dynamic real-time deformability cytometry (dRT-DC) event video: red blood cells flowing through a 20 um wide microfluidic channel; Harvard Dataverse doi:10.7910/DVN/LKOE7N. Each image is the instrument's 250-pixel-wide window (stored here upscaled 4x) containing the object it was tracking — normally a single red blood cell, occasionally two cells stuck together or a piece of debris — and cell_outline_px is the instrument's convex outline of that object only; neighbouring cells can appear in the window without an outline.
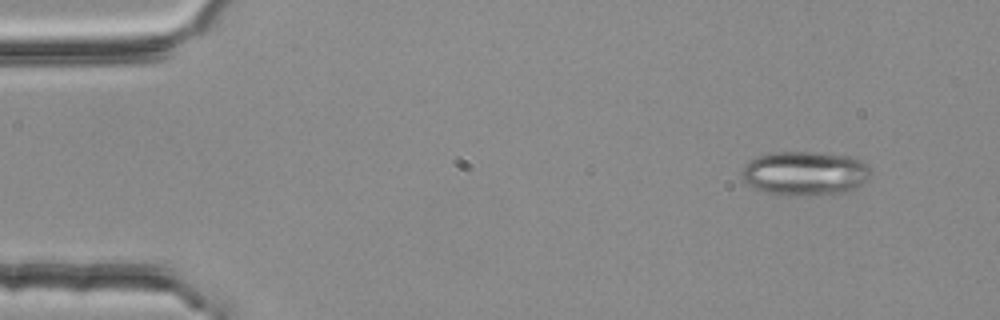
{"species": "common noctule bat (a hibernating species)", "species_latin": "Nyctalus noctula", "temperature_condition": "room temperature", "stored_images_in_passage": 3, "camera_frame_rate_fps": 3000, "um_per_image_px": 0.085, "animal": {"sex": "female", "body_mass_g": 25.1}, "frame": {"image": 1, "passage_image": 1, "time_ms": 0.0, "image_size_px": [1000, 320], "cell_outline_px": [[868, 176], [860, 184], [840, 196], [776, 196], [764, 192], [748, 184], [740, 176], [740, 172], [744, 164], [748, 160], [756, 156], [772, 152], [820, 152], [856, 156], [868, 168]], "centroid_in_image_um": [68.37, 14.76], "position_along_channel_um": 16.6, "area_um2": 34.16}}